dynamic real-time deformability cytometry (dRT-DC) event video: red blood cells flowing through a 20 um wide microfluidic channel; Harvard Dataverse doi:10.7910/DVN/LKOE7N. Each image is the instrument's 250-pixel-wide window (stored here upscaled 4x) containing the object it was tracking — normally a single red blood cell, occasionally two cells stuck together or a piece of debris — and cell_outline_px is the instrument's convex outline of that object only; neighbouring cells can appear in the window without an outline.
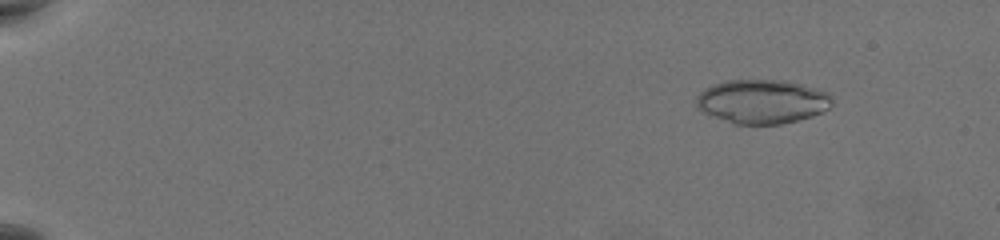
{"species": "common noctule bat (a hibernating species)", "species_latin": "Nyctalus noctula", "temperature_condition": "warm", "stored_images_in_passage": 53, "camera_frame_rate_fps": 3000, "um_per_image_px": 0.085, "animal": {"sex": "female", "body_mass_g": 19.5, "forearm_length_mm": 54.1}, "frame": {"image": 1, "passage_image": 2, "time_ms": 0.333, "image_size_px": [1000, 240], "cell_outline_px": [[832, 104], [828, 108], [812, 116], [780, 124], [732, 124], [704, 112], [696, 108], [696, 96], [704, 88], [712, 84], [724, 80], [784, 80], [804, 84], [828, 92], [832, 100]], "centroid_in_image_um": [64.75, 8.62], "position_along_channel_um": 20.2, "area_um2": 35.03}}